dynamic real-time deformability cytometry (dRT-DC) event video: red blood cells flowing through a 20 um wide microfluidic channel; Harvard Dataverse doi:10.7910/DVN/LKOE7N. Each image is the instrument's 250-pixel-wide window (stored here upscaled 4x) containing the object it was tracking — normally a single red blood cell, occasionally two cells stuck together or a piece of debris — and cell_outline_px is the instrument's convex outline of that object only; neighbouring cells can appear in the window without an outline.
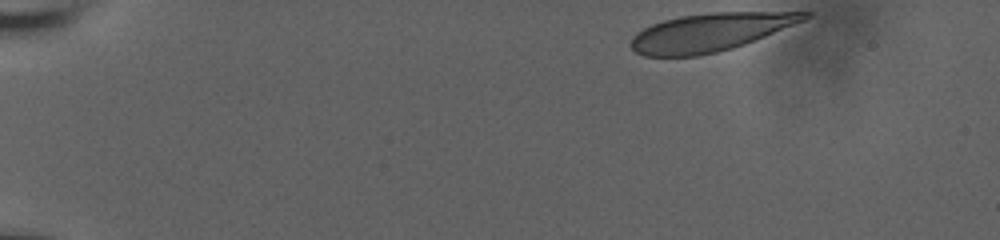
{"species": "human", "species_latin": "Homo sapiens", "temperature_condition": "room temperature", "stored_images_in_passage": 45, "camera_frame_rate_fps": 3000, "um_per_image_px": 0.085, "donor": {"sex": "male"}, "frame": {"image": 1, "passage_image": 1, "time_ms": 0.0, "image_size_px": [1000, 240], "cell_outline_px": [[812, 16], [804, 20], [744, 44], [732, 48], [716, 52], [696, 56], [644, 56], [636, 52], [632, 48], [632, 36], [636, 32], [652, 24], [664, 20], [680, 16], [712, 12], [812, 12]], "centroid_in_image_um": [60.33, 2.73], "position_along_channel_um": 24.7, "area_um2": 37.97}}
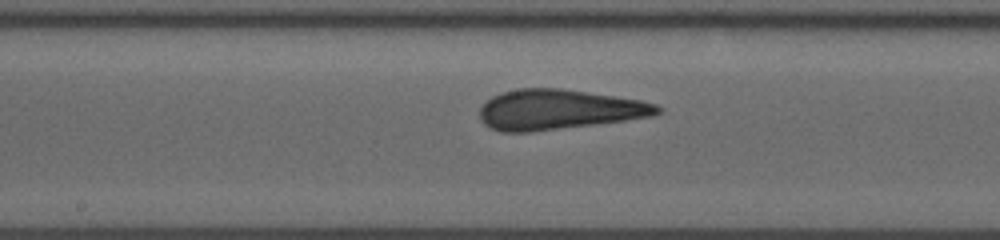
{"frame": {"image": 2, "passage_image": 25, "time_ms": 8.0, "image_size_px": [1000, 240], "cell_outline_px": [[664, 108], [660, 112], [652, 116], [624, 120], [532, 132], [500, 132], [484, 124], [480, 120], [480, 108], [492, 96], [500, 92], [520, 88], [560, 88], [640, 100], [656, 104]], "centroid_in_image_um": [47.46, 9.31], "position_along_channel_um": 200.7, "area_um2": 41.27}}
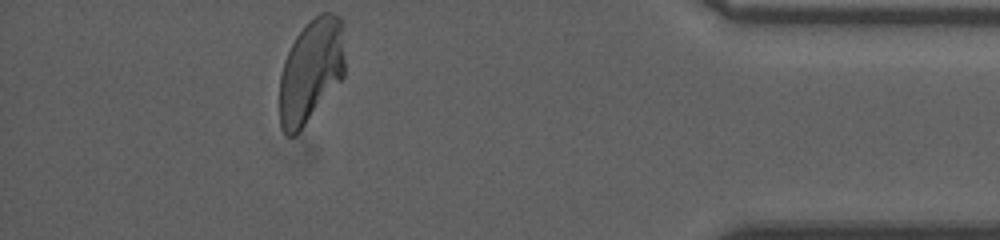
{"frame": {"image": 3, "passage_image": 45, "time_ms": 14.667, "image_size_px": [1000, 240], "cell_outline_px": [[344, 76], [304, 124], [292, 136], [288, 136], [284, 132], [280, 124], [280, 76], [284, 60], [296, 36], [320, 12], [332, 12], [340, 16], [344, 24]], "centroid_in_image_um": [26.45, 5.95], "position_along_channel_um": 408.7, "area_um2": 38.96}, "authors_computed_cell_mechanics": {"area_um2": 40.6334, "velocity_mm_per_s": 3.7214, "shape_relaxation_time_tau1_ms": 7.8513, "shape_relaxation_time_tau2_ms": 0.7396, "deformation_change_tau1": 0.1809, "deformation_change_tau2": 0.0714}}